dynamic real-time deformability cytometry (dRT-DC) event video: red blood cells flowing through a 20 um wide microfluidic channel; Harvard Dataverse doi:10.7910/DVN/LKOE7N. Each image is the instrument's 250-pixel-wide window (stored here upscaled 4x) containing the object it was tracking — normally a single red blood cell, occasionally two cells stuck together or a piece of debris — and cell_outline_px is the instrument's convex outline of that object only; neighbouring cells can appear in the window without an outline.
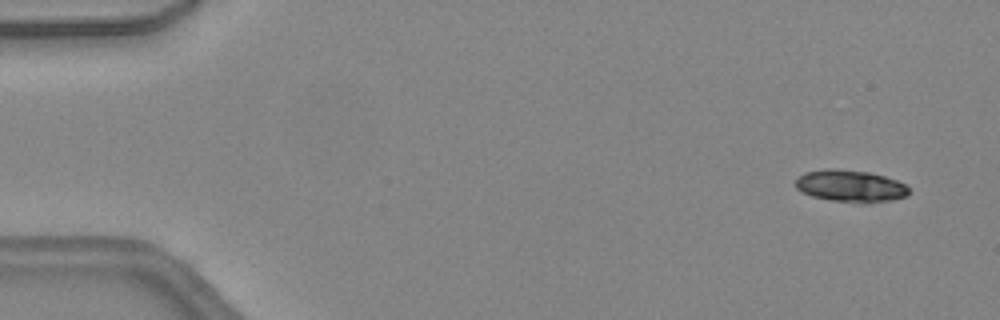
{"species": "common noctule bat (a hibernating species)", "species_latin": "Nyctalus noctula", "temperature_condition": "warm", "stored_images_in_passage": 14, "camera_frame_rate_fps": 3000, "um_per_image_px": 0.085, "animal": {"sex": "female", "body_mass_g": 24.6, "forearm_length_mm": 56.2}, "frame": {"image": 1, "passage_image": 3, "time_ms": 0.667, "image_size_px": [1000, 320], "cell_outline_px": [[908, 196], [892, 200], [872, 204], [868, 204], [832, 200], [812, 196], [796, 188], [796, 180], [804, 172], [828, 168], [832, 168], [868, 172], [884, 176], [896, 180], [904, 184], [908, 188]], "centroid_in_image_um": [72.32, 15.82], "position_along_channel_um": 12.7, "area_um2": 21.15}}